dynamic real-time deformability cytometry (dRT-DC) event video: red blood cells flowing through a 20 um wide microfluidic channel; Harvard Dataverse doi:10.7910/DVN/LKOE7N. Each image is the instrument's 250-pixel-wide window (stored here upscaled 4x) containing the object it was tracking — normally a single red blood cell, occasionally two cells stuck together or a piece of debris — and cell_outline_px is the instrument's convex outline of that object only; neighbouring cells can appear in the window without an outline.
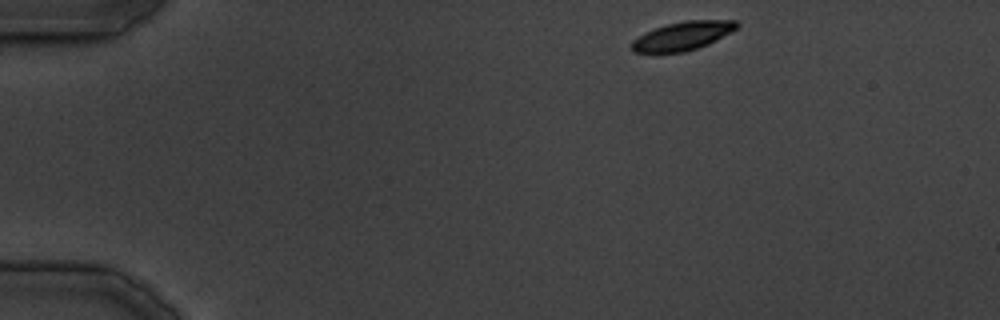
{"species": "common noctule bat (a hibernating species)", "species_latin": "Nyctalus noctula", "temperature_condition": "cold", "stored_images_in_passage": 36, "camera_frame_rate_fps": 3000, "um_per_image_px": 0.085, "animal": {"sex": "male", "body_mass_g": 19.5, "forearm_length_mm": 54.6}, "frame": {"image": 1, "passage_image": 1, "time_ms": 0.0, "image_size_px": [1000, 320], "cell_outline_px": [[740, 24], [732, 32], [708, 44], [684, 52], [632, 52], [632, 40], [644, 32], [668, 24], [684, 20], [736, 20]], "centroid_in_image_um": [58.04, 3.04], "position_along_channel_um": 27.0, "area_um2": 17.4}}
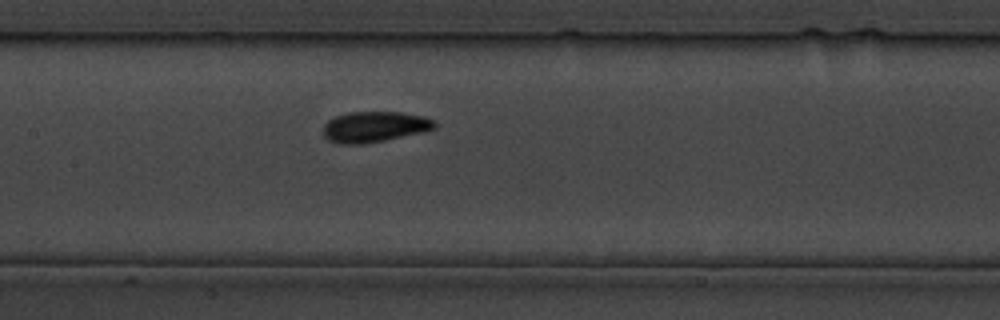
{"frame": {"image": 2, "passage_image": 15, "time_ms": 16.0, "image_size_px": [1000, 320], "cell_outline_px": [[436, 128], [424, 132], [384, 140], [360, 144], [336, 144], [328, 140], [324, 136], [324, 124], [328, 120], [336, 116], [352, 112], [400, 112], [424, 116], [436, 120]], "centroid_in_image_um": [31.85, 10.78], "position_along_channel_um": 175.5, "area_um2": 20.0}}
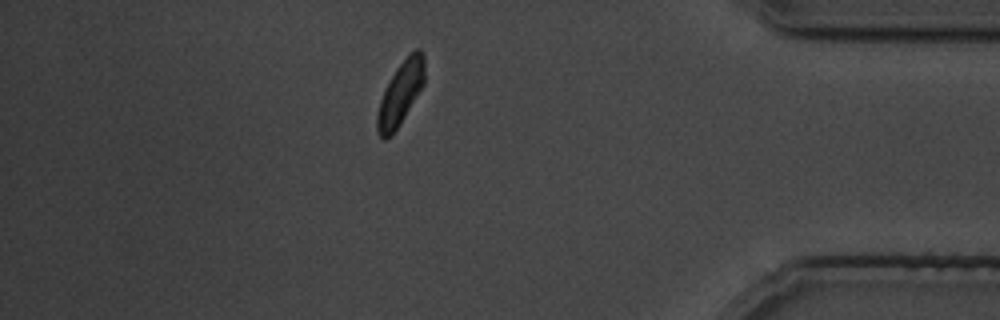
{"frame": {"image": 3, "passage_image": 31, "time_ms": 34.0, "image_size_px": [1000, 320], "cell_outline_px": [[424, 84], [404, 116], [396, 128], [384, 140], [376, 132], [376, 116], [380, 100], [396, 68], [416, 48], [420, 48], [424, 56]], "centroid_in_image_um": [34.03, 7.92], "position_along_channel_um": 401.2, "area_um2": 16.88}}